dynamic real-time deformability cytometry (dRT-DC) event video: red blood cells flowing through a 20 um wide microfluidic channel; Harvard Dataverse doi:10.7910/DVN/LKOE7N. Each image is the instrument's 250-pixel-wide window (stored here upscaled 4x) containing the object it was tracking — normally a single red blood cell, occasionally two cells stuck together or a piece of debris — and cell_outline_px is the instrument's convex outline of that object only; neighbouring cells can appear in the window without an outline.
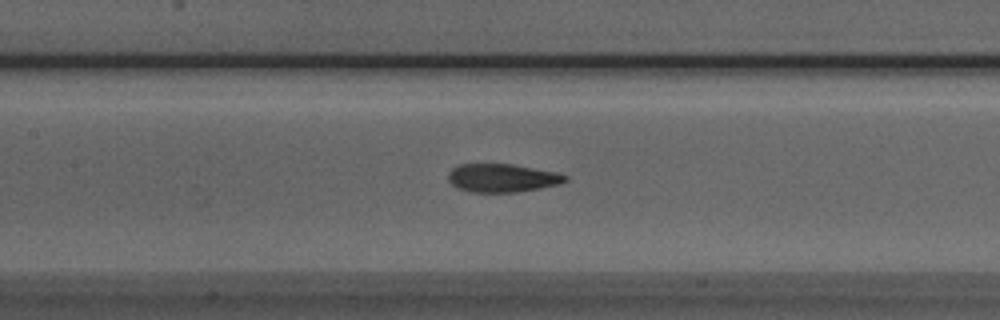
{"species": "Egyptian fruit bat (a non-hibernating species)", "species_latin": "Rousettus aegyptiacus", "temperature_condition": "room temperature", "stored_images_in_passage": 38, "camera_frame_rate_fps": 3000, "um_per_image_px": 0.085, "animal": {"sex": "male"}, "frame": {"image": 1, "passage_image": 20, "time_ms": 6.333, "image_size_px": [1000, 320], "cell_outline_px": [[568, 180], [560, 184], [540, 188], [516, 192], [472, 192], [456, 188], [448, 180], [448, 172], [456, 164], [512, 164], [556, 172], [568, 176]], "centroid_in_image_um": [42.67, 15.12], "position_along_channel_um": 164.7, "area_um2": 19.42}}
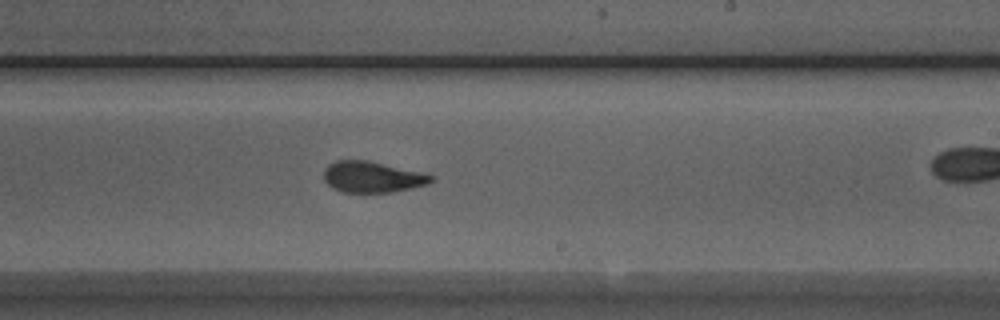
{"frame": {"image": 2, "passage_image": 27, "time_ms": 8.667, "image_size_px": [1000, 320], "cell_outline_px": [[436, 176], [428, 184], [412, 188], [392, 192], [344, 192], [332, 188], [324, 180], [324, 168], [328, 164], [336, 160], [368, 160]], "centroid_in_image_um": [31.62, 15.04], "position_along_channel_um": 257.4, "area_um2": 19.36}}
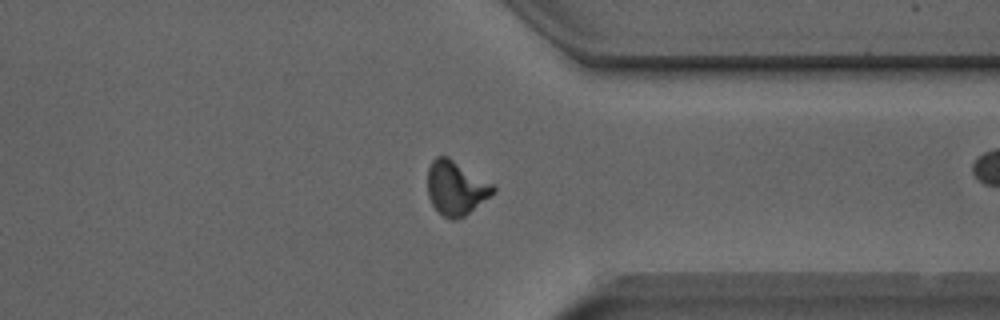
{"frame": {"image": 3, "passage_image": 36, "time_ms": 11.667, "image_size_px": [1000, 320], "cell_outline_px": [[496, 192], [464, 216], [456, 220], [452, 220], [444, 216], [432, 204], [428, 196], [428, 168], [432, 160], [436, 156], [448, 156], [492, 184], [496, 188]], "centroid_in_image_um": [38.75, 15.97], "position_along_channel_um": 372.7, "area_um2": 20.46}}